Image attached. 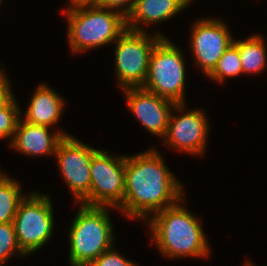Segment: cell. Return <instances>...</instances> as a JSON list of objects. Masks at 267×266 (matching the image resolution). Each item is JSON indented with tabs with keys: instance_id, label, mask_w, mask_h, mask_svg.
Returning a JSON list of instances; mask_svg holds the SVG:
<instances>
[{
	"instance_id": "6da1fadb",
	"label": "cell",
	"mask_w": 267,
	"mask_h": 266,
	"mask_svg": "<svg viewBox=\"0 0 267 266\" xmlns=\"http://www.w3.org/2000/svg\"><path fill=\"white\" fill-rule=\"evenodd\" d=\"M157 149L152 147L135 155H125L124 200L117 211L129 219L146 222L185 196L182 182L168 169Z\"/></svg>"
},
{
	"instance_id": "7a4b0ae2",
	"label": "cell",
	"mask_w": 267,
	"mask_h": 266,
	"mask_svg": "<svg viewBox=\"0 0 267 266\" xmlns=\"http://www.w3.org/2000/svg\"><path fill=\"white\" fill-rule=\"evenodd\" d=\"M184 199L156 212L146 221L152 242L166 258H208L211 248L202 222L184 207Z\"/></svg>"
},
{
	"instance_id": "3957f363",
	"label": "cell",
	"mask_w": 267,
	"mask_h": 266,
	"mask_svg": "<svg viewBox=\"0 0 267 266\" xmlns=\"http://www.w3.org/2000/svg\"><path fill=\"white\" fill-rule=\"evenodd\" d=\"M65 8L61 13L67 18V41L74 54L114 43L127 29L126 16L118 10L91 3Z\"/></svg>"
},
{
	"instance_id": "277c9868",
	"label": "cell",
	"mask_w": 267,
	"mask_h": 266,
	"mask_svg": "<svg viewBox=\"0 0 267 266\" xmlns=\"http://www.w3.org/2000/svg\"><path fill=\"white\" fill-rule=\"evenodd\" d=\"M109 209L116 208L79 204V211L67 234L70 266H89L114 246L115 234Z\"/></svg>"
},
{
	"instance_id": "5b68a950",
	"label": "cell",
	"mask_w": 267,
	"mask_h": 266,
	"mask_svg": "<svg viewBox=\"0 0 267 266\" xmlns=\"http://www.w3.org/2000/svg\"><path fill=\"white\" fill-rule=\"evenodd\" d=\"M162 37L166 36L159 31L152 35L148 31L126 29L116 39L113 43L114 72L118 87H143L149 72L152 50Z\"/></svg>"
},
{
	"instance_id": "8992f818",
	"label": "cell",
	"mask_w": 267,
	"mask_h": 266,
	"mask_svg": "<svg viewBox=\"0 0 267 266\" xmlns=\"http://www.w3.org/2000/svg\"><path fill=\"white\" fill-rule=\"evenodd\" d=\"M181 50L171 39L162 37L152 50L148 76L143 85L144 89L175 104L186 102V60Z\"/></svg>"
},
{
	"instance_id": "52a82bcc",
	"label": "cell",
	"mask_w": 267,
	"mask_h": 266,
	"mask_svg": "<svg viewBox=\"0 0 267 266\" xmlns=\"http://www.w3.org/2000/svg\"><path fill=\"white\" fill-rule=\"evenodd\" d=\"M54 218L48 194L30 192L19 202L13 225L18 245L27 256L49 242L55 228Z\"/></svg>"
},
{
	"instance_id": "ba28073f",
	"label": "cell",
	"mask_w": 267,
	"mask_h": 266,
	"mask_svg": "<svg viewBox=\"0 0 267 266\" xmlns=\"http://www.w3.org/2000/svg\"><path fill=\"white\" fill-rule=\"evenodd\" d=\"M98 150L73 135L65 136L58 144L53 157L75 204L90 206V165Z\"/></svg>"
},
{
	"instance_id": "9c48e42d",
	"label": "cell",
	"mask_w": 267,
	"mask_h": 266,
	"mask_svg": "<svg viewBox=\"0 0 267 266\" xmlns=\"http://www.w3.org/2000/svg\"><path fill=\"white\" fill-rule=\"evenodd\" d=\"M90 206L118 208L124 200L125 154L114 155L99 150L90 165Z\"/></svg>"
},
{
	"instance_id": "30bf717a",
	"label": "cell",
	"mask_w": 267,
	"mask_h": 266,
	"mask_svg": "<svg viewBox=\"0 0 267 266\" xmlns=\"http://www.w3.org/2000/svg\"><path fill=\"white\" fill-rule=\"evenodd\" d=\"M185 104L179 103L173 107L167 133L162 142L163 145L167 144L180 153L202 156L207 149V138L211 128L209 119L203 109L185 110L187 109ZM175 111L179 112V115L175 116Z\"/></svg>"
},
{
	"instance_id": "8fae6325",
	"label": "cell",
	"mask_w": 267,
	"mask_h": 266,
	"mask_svg": "<svg viewBox=\"0 0 267 266\" xmlns=\"http://www.w3.org/2000/svg\"><path fill=\"white\" fill-rule=\"evenodd\" d=\"M189 35V47L194 58V66H198L203 75L208 76L216 67L219 58L233 42L226 22L221 19L202 18L193 23Z\"/></svg>"
},
{
	"instance_id": "7c38bea8",
	"label": "cell",
	"mask_w": 267,
	"mask_h": 266,
	"mask_svg": "<svg viewBox=\"0 0 267 266\" xmlns=\"http://www.w3.org/2000/svg\"><path fill=\"white\" fill-rule=\"evenodd\" d=\"M130 112L152 135L164 138L167 133L169 116L175 103L159 97L143 87L122 89Z\"/></svg>"
},
{
	"instance_id": "4fadbf2b",
	"label": "cell",
	"mask_w": 267,
	"mask_h": 266,
	"mask_svg": "<svg viewBox=\"0 0 267 266\" xmlns=\"http://www.w3.org/2000/svg\"><path fill=\"white\" fill-rule=\"evenodd\" d=\"M68 135L70 134L61 128L52 131L51 127L34 125L20 117L9 146L29 157L54 156L60 141Z\"/></svg>"
},
{
	"instance_id": "5bb4252c",
	"label": "cell",
	"mask_w": 267,
	"mask_h": 266,
	"mask_svg": "<svg viewBox=\"0 0 267 266\" xmlns=\"http://www.w3.org/2000/svg\"><path fill=\"white\" fill-rule=\"evenodd\" d=\"M190 3L191 0H135L132 10L126 16V27L134 31H147L144 25L170 21Z\"/></svg>"
},
{
	"instance_id": "9a60e30c",
	"label": "cell",
	"mask_w": 267,
	"mask_h": 266,
	"mask_svg": "<svg viewBox=\"0 0 267 266\" xmlns=\"http://www.w3.org/2000/svg\"><path fill=\"white\" fill-rule=\"evenodd\" d=\"M66 100L48 84H40L30 98L21 118L34 125L55 127L63 115ZM24 115V116H23Z\"/></svg>"
},
{
	"instance_id": "2e32d148",
	"label": "cell",
	"mask_w": 267,
	"mask_h": 266,
	"mask_svg": "<svg viewBox=\"0 0 267 266\" xmlns=\"http://www.w3.org/2000/svg\"><path fill=\"white\" fill-rule=\"evenodd\" d=\"M263 37L256 33L244 40H238L239 56L244 74L256 75L266 69L267 47Z\"/></svg>"
},
{
	"instance_id": "e0dca14e",
	"label": "cell",
	"mask_w": 267,
	"mask_h": 266,
	"mask_svg": "<svg viewBox=\"0 0 267 266\" xmlns=\"http://www.w3.org/2000/svg\"><path fill=\"white\" fill-rule=\"evenodd\" d=\"M19 181L0 170V224L13 222L19 202L26 196Z\"/></svg>"
},
{
	"instance_id": "ac0fdd59",
	"label": "cell",
	"mask_w": 267,
	"mask_h": 266,
	"mask_svg": "<svg viewBox=\"0 0 267 266\" xmlns=\"http://www.w3.org/2000/svg\"><path fill=\"white\" fill-rule=\"evenodd\" d=\"M240 74H243V70L239 56L238 41L234 38L207 78L222 84L226 78L240 76Z\"/></svg>"
},
{
	"instance_id": "d6986e66",
	"label": "cell",
	"mask_w": 267,
	"mask_h": 266,
	"mask_svg": "<svg viewBox=\"0 0 267 266\" xmlns=\"http://www.w3.org/2000/svg\"><path fill=\"white\" fill-rule=\"evenodd\" d=\"M16 255L26 257L18 245L13 222L0 224V266Z\"/></svg>"
},
{
	"instance_id": "ffe728a7",
	"label": "cell",
	"mask_w": 267,
	"mask_h": 266,
	"mask_svg": "<svg viewBox=\"0 0 267 266\" xmlns=\"http://www.w3.org/2000/svg\"><path fill=\"white\" fill-rule=\"evenodd\" d=\"M21 110L16 97L0 110V140L5 138L12 140L17 123L21 117Z\"/></svg>"
},
{
	"instance_id": "44dd1931",
	"label": "cell",
	"mask_w": 267,
	"mask_h": 266,
	"mask_svg": "<svg viewBox=\"0 0 267 266\" xmlns=\"http://www.w3.org/2000/svg\"><path fill=\"white\" fill-rule=\"evenodd\" d=\"M89 266H138L136 263L121 255L114 246L102 253Z\"/></svg>"
},
{
	"instance_id": "7402d4cb",
	"label": "cell",
	"mask_w": 267,
	"mask_h": 266,
	"mask_svg": "<svg viewBox=\"0 0 267 266\" xmlns=\"http://www.w3.org/2000/svg\"><path fill=\"white\" fill-rule=\"evenodd\" d=\"M135 0H93L91 4L103 7L112 8L122 12L125 16L132 10Z\"/></svg>"
},
{
	"instance_id": "603a6c76",
	"label": "cell",
	"mask_w": 267,
	"mask_h": 266,
	"mask_svg": "<svg viewBox=\"0 0 267 266\" xmlns=\"http://www.w3.org/2000/svg\"><path fill=\"white\" fill-rule=\"evenodd\" d=\"M6 72L0 68V110L5 108L15 97Z\"/></svg>"
},
{
	"instance_id": "cb8c5ba5",
	"label": "cell",
	"mask_w": 267,
	"mask_h": 266,
	"mask_svg": "<svg viewBox=\"0 0 267 266\" xmlns=\"http://www.w3.org/2000/svg\"><path fill=\"white\" fill-rule=\"evenodd\" d=\"M93 0H69L68 5L80 4V3H91Z\"/></svg>"
},
{
	"instance_id": "d4e9b609",
	"label": "cell",
	"mask_w": 267,
	"mask_h": 266,
	"mask_svg": "<svg viewBox=\"0 0 267 266\" xmlns=\"http://www.w3.org/2000/svg\"><path fill=\"white\" fill-rule=\"evenodd\" d=\"M243 266H256V265H254V264H252V262L251 261H249V260H246V262L244 263V265ZM265 266V265H264ZM267 266V265H266Z\"/></svg>"
}]
</instances>
